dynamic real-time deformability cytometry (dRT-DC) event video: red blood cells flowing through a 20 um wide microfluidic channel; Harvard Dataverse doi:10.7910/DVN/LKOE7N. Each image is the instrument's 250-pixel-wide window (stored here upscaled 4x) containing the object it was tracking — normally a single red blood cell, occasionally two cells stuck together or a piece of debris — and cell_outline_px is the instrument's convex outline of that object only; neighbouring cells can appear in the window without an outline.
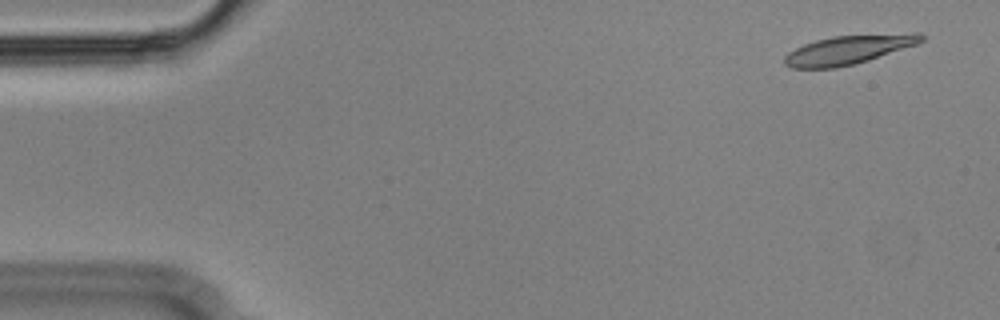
{"species": "Egyptian fruit bat (a non-hibernating species)", "species_latin": "Rousettus aegyptiacus", "temperature_condition": "cold", "stored_images_in_passage": 56, "camera_frame_rate_fps": 3000, "um_per_image_px": 0.085, "animal": {"sex": "male"}, "frame": {"image": 1, "passage_image": 3, "time_ms": 0.667, "image_size_px": [1000, 320], "cell_outline_px": [[924, 40], [916, 44], [856, 64], [836, 68], [792, 68], [784, 64], [784, 56], [788, 52], [804, 44], [816, 40], [832, 36], [912, 32], [920, 32], [924, 36]], "centroid_in_image_um": [72.13, 4.22], "position_along_channel_um": 12.9, "area_um2": 23.18}}
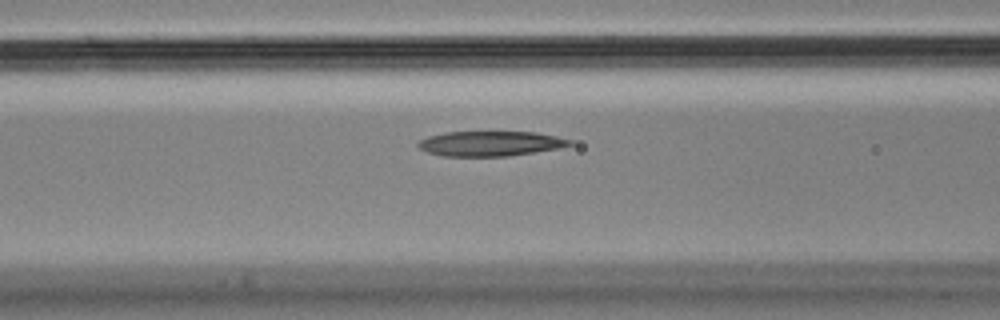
{"frame": {"image": 2, "passage_image": 22, "time_ms": 7.0, "image_size_px": [1000, 320], "cell_outline_px": [[572, 144], [560, 148], [508, 156], [444, 156], [428, 152], [420, 148], [416, 144], [420, 140], [428, 136], [448, 132], [536, 132], [556, 136], [572, 140]], "centroid_in_image_um": [41.69, 12.2], "position_along_channel_um": 124.9, "area_um2": 21.91}}
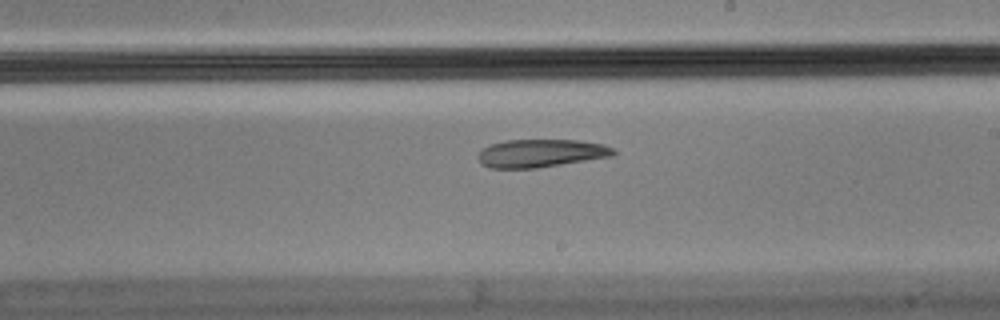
{"frame": {"image": 3, "passage_image": 32, "time_ms": 10.333, "image_size_px": [1000, 320], "cell_outline_px": [[616, 152], [612, 156], [536, 168], [492, 168], [480, 164], [476, 156], [484, 148], [492, 144], [504, 140], [580, 140], [604, 144], [612, 148]], "centroid_in_image_um": [45.95, 13.02], "position_along_channel_um": 243.0, "area_um2": 22.02}}